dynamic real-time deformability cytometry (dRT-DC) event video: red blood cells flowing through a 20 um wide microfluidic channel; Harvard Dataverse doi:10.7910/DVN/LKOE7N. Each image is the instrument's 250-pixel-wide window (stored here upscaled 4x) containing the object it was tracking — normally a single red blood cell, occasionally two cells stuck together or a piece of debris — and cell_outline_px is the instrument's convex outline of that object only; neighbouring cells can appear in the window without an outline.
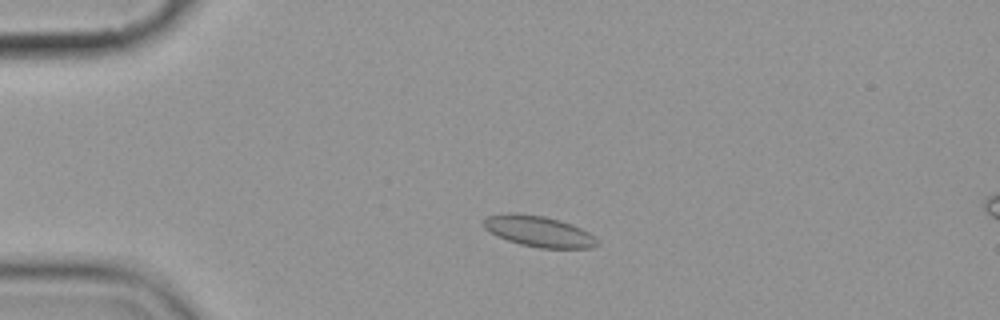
{"species": "common noctule bat (a hibernating species)", "species_latin": "Nyctalus noctula", "temperature_condition": "cold", "stored_images_in_passage": 5, "camera_frame_rate_fps": 3000, "um_per_image_px": 0.085, "animal": {"sex": "female", "body_mass_g": 19.9}, "frame": {"image": 1, "passage_image": 3, "time_ms": 2.333, "image_size_px": [1000, 320], "cell_outline_px": [[600, 244], [592, 248], [540, 248], [520, 244], [496, 236], [484, 228], [480, 224], [488, 216], [512, 212], [516, 212], [544, 216], [560, 220], [572, 224], [588, 232]], "centroid_in_image_um": [45.76, 19.66], "position_along_channel_um": 39.2, "area_um2": 20.52}}